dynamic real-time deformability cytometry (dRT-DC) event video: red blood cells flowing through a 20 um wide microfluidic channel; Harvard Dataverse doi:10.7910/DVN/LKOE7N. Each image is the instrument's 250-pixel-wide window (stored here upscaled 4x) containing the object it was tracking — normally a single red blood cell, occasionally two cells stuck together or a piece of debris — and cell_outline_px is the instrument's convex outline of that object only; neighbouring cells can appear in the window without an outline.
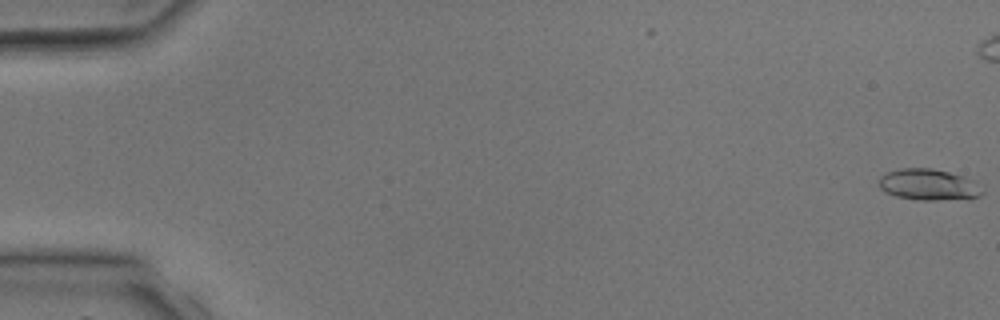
{"species": "common noctule bat (a hibernating species)", "species_latin": "Nyctalus noctula", "temperature_condition": "room temperature", "stored_images_in_passage": 4, "camera_frame_rate_fps": 3000, "um_per_image_px": 0.085, "animal": {"sex": "male", "body_mass_g": 17.9, "forearm_length_mm": 54.2}, "frame": {"image": 1, "passage_image": 1, "time_ms": 0.0, "image_size_px": [1000, 320], "cell_outline_px": [[984, 192], [980, 196], [968, 200], [916, 200], [896, 196], [880, 188], [880, 176], [884, 172], [900, 168], [932, 168], [948, 172], [976, 180]], "centroid_in_image_um": [78.99, 15.71], "position_along_channel_um": 6.0, "area_um2": 19.19}}